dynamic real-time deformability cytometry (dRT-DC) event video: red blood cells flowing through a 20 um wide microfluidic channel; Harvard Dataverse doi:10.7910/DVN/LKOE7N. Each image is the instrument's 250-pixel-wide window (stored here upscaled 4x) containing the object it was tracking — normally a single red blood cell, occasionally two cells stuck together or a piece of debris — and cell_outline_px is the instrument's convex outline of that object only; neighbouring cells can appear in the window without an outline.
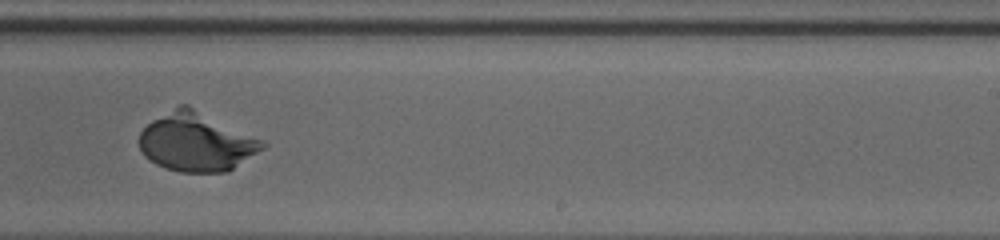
{"species": "human", "species_latin": "Homo sapiens", "temperature_condition": "cold", "stored_images_in_passage": 42, "camera_frame_rate_fps": 3000, "um_per_image_px": 0.085, "donor": {"sex": "female"}, "frame": {"image": 1, "passage_image": 36, "time_ms": 11.667, "image_size_px": [1000, 240], "cell_outline_px": [[268, 144], [264, 148], [228, 172], [180, 172], [164, 168], [148, 160], [144, 156], [140, 148], [140, 132], [152, 120], [180, 104], [188, 104], [264, 140]], "centroid_in_image_um": [16.71, 12.07], "position_along_channel_um": 272.3, "area_um2": 42.37}}